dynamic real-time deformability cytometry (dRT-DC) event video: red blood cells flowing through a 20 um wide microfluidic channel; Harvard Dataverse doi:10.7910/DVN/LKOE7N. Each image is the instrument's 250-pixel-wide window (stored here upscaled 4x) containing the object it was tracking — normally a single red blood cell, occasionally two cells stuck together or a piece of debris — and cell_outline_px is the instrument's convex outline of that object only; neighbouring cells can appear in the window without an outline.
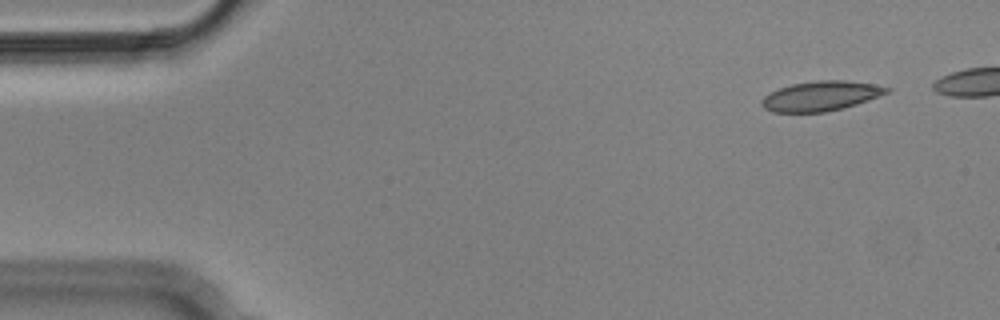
{"species": "Egyptian fruit bat (a non-hibernating species)", "species_latin": "Rousettus aegyptiacus", "temperature_condition": "cold", "stored_images_in_passage": 5, "camera_frame_rate_fps": 3000, "um_per_image_px": 0.085, "animal": {"sex": "male"}, "frame": {"image": 1, "passage_image": 1, "time_ms": 0.0, "image_size_px": [1000, 320], "cell_outline_px": [[892, 88], [888, 92], [868, 100], [856, 104], [824, 112], [772, 112], [764, 108], [760, 104], [760, 100], [764, 96], [780, 88], [792, 84], [816, 80], [844, 80], [872, 84]], "centroid_in_image_um": [69.74, 8.16], "position_along_channel_um": 15.3, "area_um2": 21.44}}